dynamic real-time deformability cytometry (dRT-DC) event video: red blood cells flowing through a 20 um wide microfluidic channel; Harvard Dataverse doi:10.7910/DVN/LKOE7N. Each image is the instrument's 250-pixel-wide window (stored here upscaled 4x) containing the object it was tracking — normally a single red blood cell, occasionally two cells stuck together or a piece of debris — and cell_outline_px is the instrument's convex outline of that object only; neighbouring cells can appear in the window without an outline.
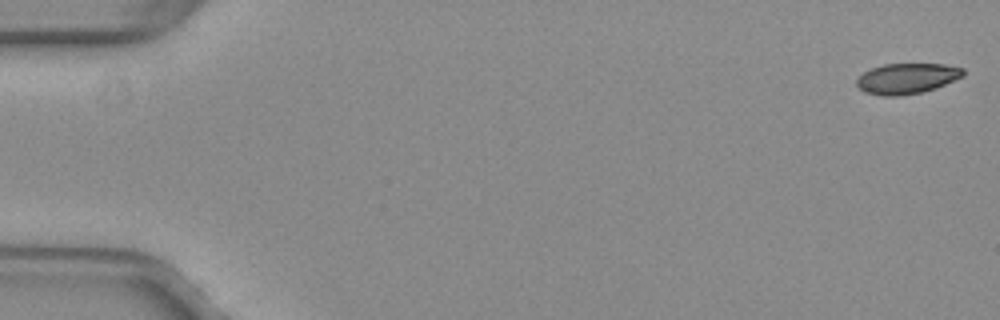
{"species": "common noctule bat (a hibernating species)", "species_latin": "Nyctalus noctula", "temperature_condition": "warm", "stored_images_in_passage": 52, "camera_frame_rate_fps": 3000, "um_per_image_px": 0.085, "animal": {"sex": "female", "body_mass_g": 29.2, "forearm_length_mm": 56.3}, "frame": {"image": 1, "passage_image": 1, "time_ms": 0.0, "image_size_px": [1000, 320], "cell_outline_px": [[964, 76], [936, 88], [920, 92], [900, 96], [884, 96], [864, 92], [856, 84], [856, 80], [864, 72], [872, 68], [884, 64], [944, 64], [964, 68]], "centroid_in_image_um": [77.1, 6.67], "position_along_channel_um": 7.9, "area_um2": 18.9}}
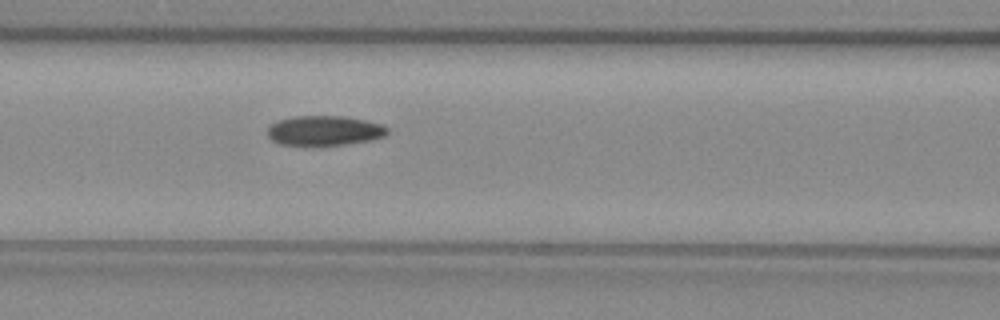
{"frame": {"image": 2, "passage_image": 23, "time_ms": 7.333, "image_size_px": [1000, 320], "cell_outline_px": [[388, 132], [384, 136], [372, 140], [344, 144], [312, 148], [280, 144], [272, 140], [268, 136], [268, 128], [272, 124], [280, 120], [292, 116], [344, 116], [384, 124], [388, 128]], "centroid_in_image_um": [27.57, 11.14], "position_along_channel_um": 139.0, "area_um2": 21.44}}
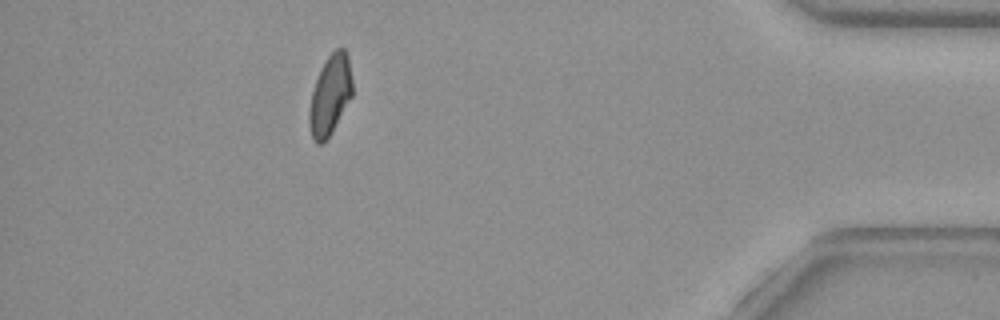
{"frame": {"image": 3, "passage_image": 47, "time_ms": 15.333, "image_size_px": [1000, 320], "cell_outline_px": [[352, 96], [332, 132], [320, 144], [316, 144], [312, 140], [308, 124], [308, 112], [312, 92], [316, 80], [328, 56], [336, 48], [344, 48], [348, 56], [352, 80]], "centroid_in_image_um": [28.05, 8.12], "position_along_channel_um": 407.2, "area_um2": 19.94}, "authors_computed_cell_mechanics": {"area_um2": 20.6635, "velocity_mm_per_s": 3.9915, "shape_relaxation_time_tau1_ms": null, "shape_relaxation_time_tau2_ms": 4.3686, "deformation_change_tau1": null, "deformation_change_tau2": 0.0879}}